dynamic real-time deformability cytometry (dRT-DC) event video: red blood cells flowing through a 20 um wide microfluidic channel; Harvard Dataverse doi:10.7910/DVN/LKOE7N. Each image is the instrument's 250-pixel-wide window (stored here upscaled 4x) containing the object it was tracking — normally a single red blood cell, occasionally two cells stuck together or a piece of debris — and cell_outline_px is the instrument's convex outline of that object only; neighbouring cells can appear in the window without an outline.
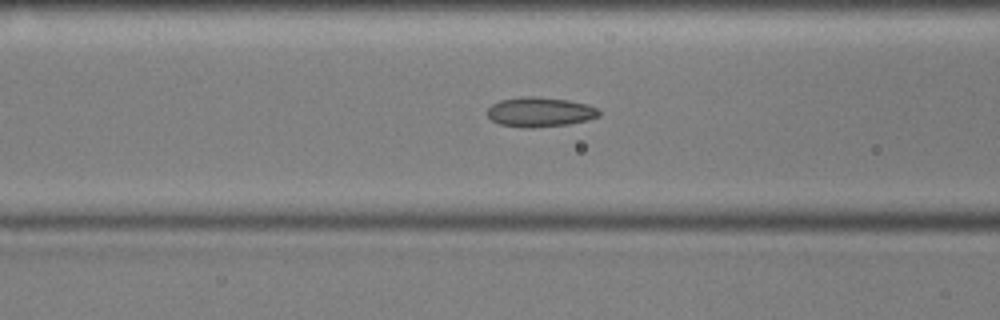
{"species": "common noctule bat (a hibernating species)", "species_latin": "Nyctalus noctula", "temperature_condition": "cold", "stored_images_in_passage": 55, "camera_frame_rate_fps": 3000, "um_per_image_px": 0.085, "animal": {"sex": "male", "body_mass_g": 17.9, "forearm_length_mm": 54.2}, "frame": {"image": 1, "passage_image": 21, "time_ms": 6.667, "image_size_px": [1000, 320], "cell_outline_px": [[600, 116], [588, 120], [568, 124], [532, 128], [520, 128], [500, 124], [492, 120], [488, 116], [488, 108], [492, 104], [500, 100], [520, 96], [532, 96], [568, 100], [588, 104], [600, 108]], "centroid_in_image_um": [45.92, 9.52], "position_along_channel_um": 120.7, "area_um2": 19.54}}
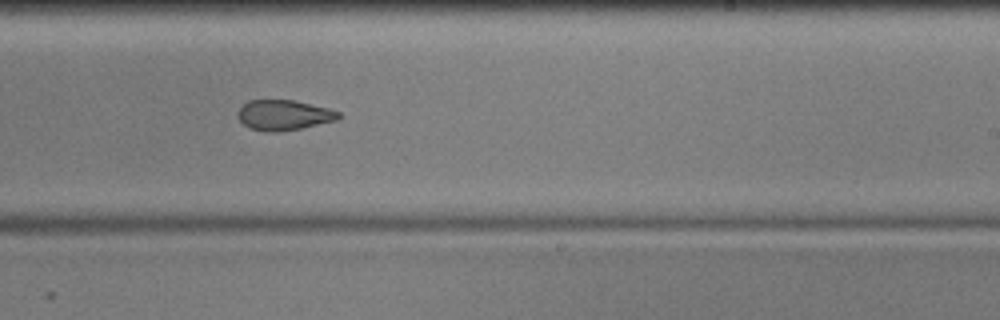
{"frame": {"image": 2, "passage_image": 33, "time_ms": 10.667, "image_size_px": [1000, 320], "cell_outline_px": [[340, 116], [336, 120], [300, 128], [280, 132], [268, 132], [248, 128], [240, 120], [240, 108], [248, 100], [292, 100], [328, 108], [340, 112]], "centroid_in_image_um": [24.13, 9.79], "position_along_channel_um": 264.9, "area_um2": 17.46}}
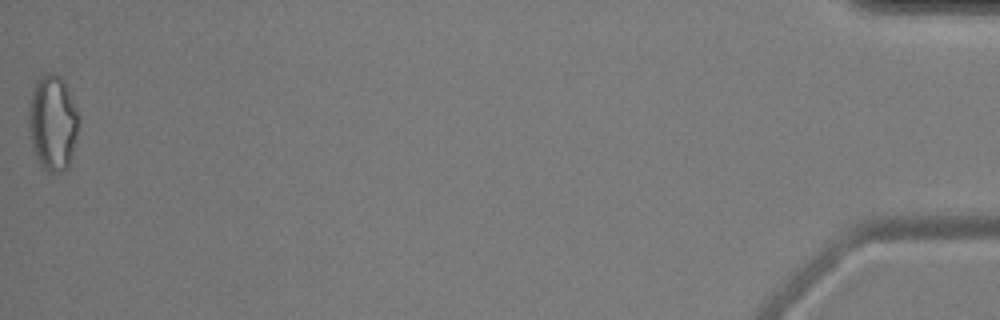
{"frame": {"image": 3, "passage_image": 55, "time_ms": 18.0, "image_size_px": [1000, 320], "cell_outline_px": [[80, 120], [76, 140], [68, 168], [64, 172], [48, 172], [44, 168], [36, 156], [32, 144], [28, 128], [28, 108], [32, 88], [36, 80], [40, 76], [48, 72], [56, 72], [64, 80]], "centroid_in_image_um": [4.47, 10.41], "position_along_channel_um": 430.7, "area_um2": 28.09}, "authors_computed_cell_mechanics": {"area_um2": 19.652, "velocity_mm_per_s": 3.6001, "shape_relaxation_time_tau1_ms": null, "shape_relaxation_time_tau2_ms": 5.4213, "deformation_change_tau1": null, "deformation_change_tau2": 0.1297}}